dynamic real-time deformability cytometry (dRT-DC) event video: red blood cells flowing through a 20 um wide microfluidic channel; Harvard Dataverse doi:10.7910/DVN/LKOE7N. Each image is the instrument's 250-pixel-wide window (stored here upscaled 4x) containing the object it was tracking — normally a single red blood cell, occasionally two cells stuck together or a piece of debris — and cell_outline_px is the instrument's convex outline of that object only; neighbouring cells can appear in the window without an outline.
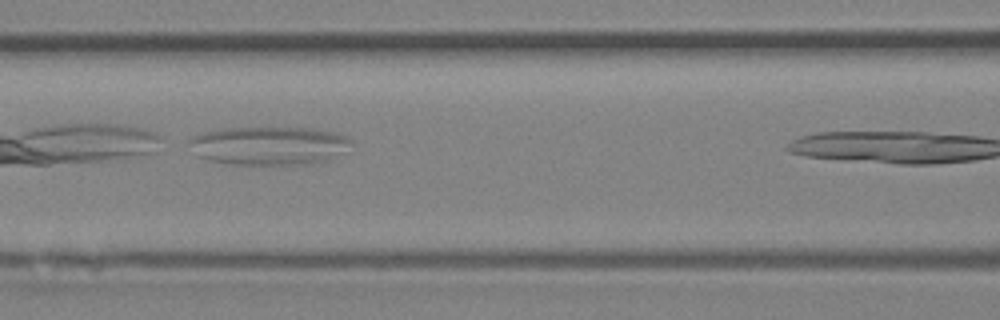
{"species": "Egyptian fruit bat (a non-hibernating species)", "species_latin": "Rousettus aegyptiacus", "temperature_condition": "room temperature", "stored_images_in_passage": 5, "camera_frame_rate_fps": 3000, "um_per_image_px": 0.085, "animal": {"sex": "female"}, "frame": {"image": 1, "passage_image": 4, "time_ms": 3.333, "image_size_px": [1000, 320], "cell_outline_px": [[352, 144], [344, 152], [328, 160], [304, 164], [232, 164], [212, 160], [200, 156], [188, 140], [192, 136], [204, 132], [228, 128], [316, 128], [336, 132], [352, 140]], "centroid_in_image_um": [22.94, 12.37], "position_along_channel_um": 143.7, "area_um2": 35.89}}
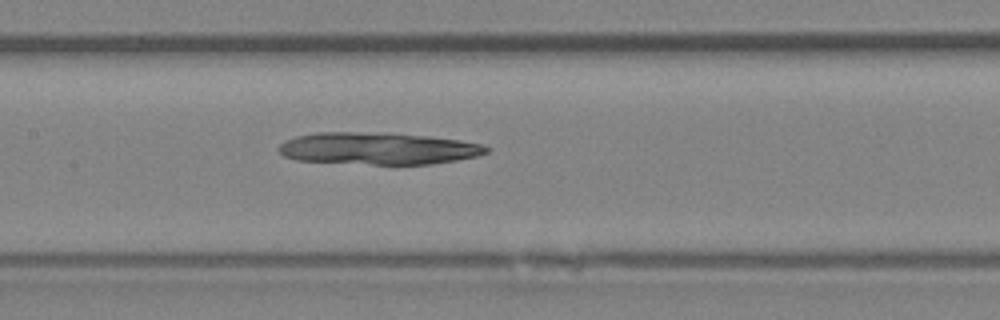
{"frame": {"image": 2, "passage_image": 5, "time_ms": 5.333, "image_size_px": [1000, 320], "cell_outline_px": [[488, 152], [476, 156], [456, 160], [432, 164], [372, 164], [296, 160], [284, 156], [276, 148], [280, 144], [296, 136], [316, 132], [388, 132], [428, 136], [460, 140], [484, 144], [488, 148]], "centroid_in_image_um": [32.14, 12.61], "position_along_channel_um": 175.3, "area_um2": 38.9}}